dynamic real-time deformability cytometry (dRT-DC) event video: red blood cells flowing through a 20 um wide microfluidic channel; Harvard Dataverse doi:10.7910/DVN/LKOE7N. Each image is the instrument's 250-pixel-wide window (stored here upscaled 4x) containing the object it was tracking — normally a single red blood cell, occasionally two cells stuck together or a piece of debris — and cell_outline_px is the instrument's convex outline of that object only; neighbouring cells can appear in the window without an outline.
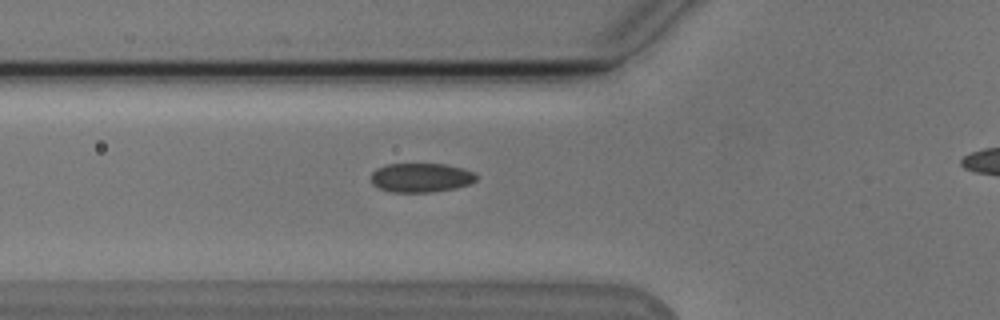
{"species": "Egyptian fruit bat (a non-hibernating species)", "species_latin": "Rousettus aegyptiacus", "temperature_condition": "cold", "stored_images_in_passage": 33, "camera_frame_rate_fps": 3000, "um_per_image_px": 0.085, "animal": {"sex": "male"}, "frame": {"image": 1, "passage_image": 5, "time_ms": 1.333, "image_size_px": [1000, 320], "cell_outline_px": [[480, 176], [472, 184], [456, 188], [432, 192], [388, 192], [372, 184], [372, 172], [376, 168], [388, 164], [448, 164], [464, 168], [476, 172]], "centroid_in_image_um": [35.86, 15.1], "position_along_channel_um": 89.9, "area_um2": 18.26}}
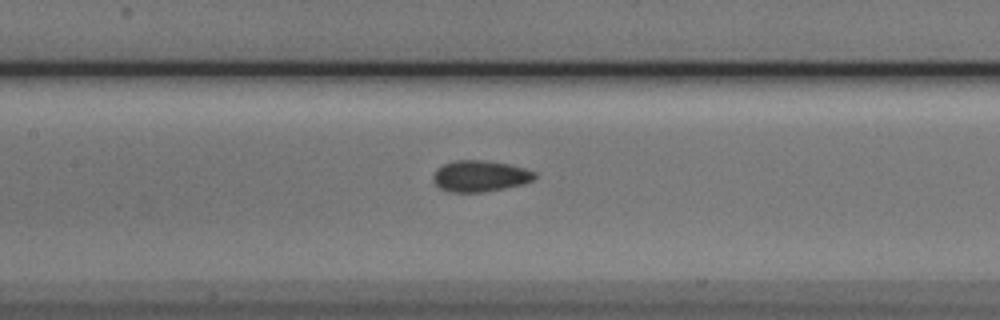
{"frame": {"image": 2, "passage_image": 11, "time_ms": 3.333, "image_size_px": [1000, 320], "cell_outline_px": [[536, 176], [532, 180], [524, 184], [484, 192], [448, 192], [440, 188], [432, 180], [432, 176], [436, 168], [444, 164], [456, 160], [484, 160], [508, 164], [524, 168], [536, 172]], "centroid_in_image_um": [40.78, 14.97], "position_along_channel_um": 166.6, "area_um2": 18.55}}
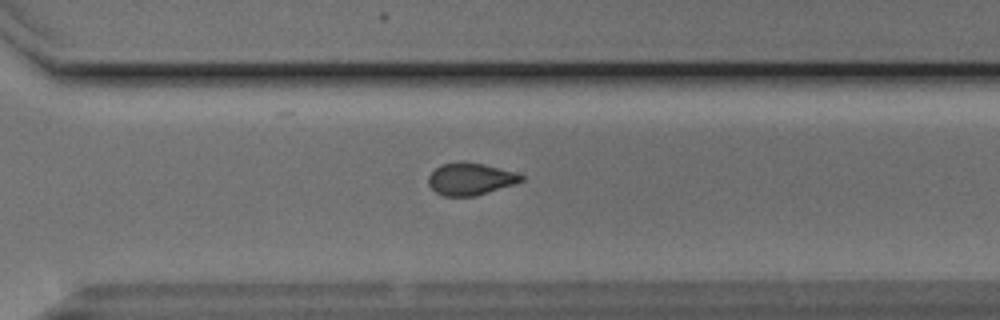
{"frame": {"image": 3, "passage_image": 24, "time_ms": 7.667, "image_size_px": [1000, 320], "cell_outline_px": [[524, 180], [476, 196], [444, 196], [436, 192], [428, 184], [428, 176], [440, 164], [464, 160], [484, 164], [516, 172], [524, 176]], "centroid_in_image_um": [39.96, 15.19], "position_along_channel_um": 330.6, "area_um2": 17.46}}